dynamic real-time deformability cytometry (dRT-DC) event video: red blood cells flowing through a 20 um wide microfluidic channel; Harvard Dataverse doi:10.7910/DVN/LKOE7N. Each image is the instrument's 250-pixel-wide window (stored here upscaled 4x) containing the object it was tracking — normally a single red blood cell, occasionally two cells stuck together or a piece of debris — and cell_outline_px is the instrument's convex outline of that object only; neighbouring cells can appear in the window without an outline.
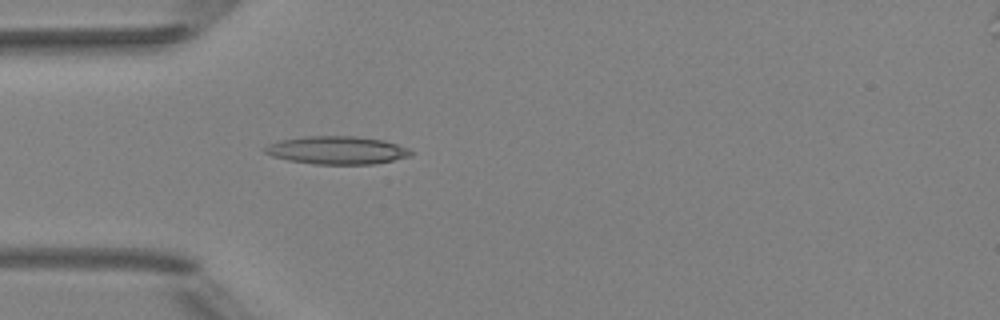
{"species": "Egyptian fruit bat (a non-hibernating species)", "species_latin": "Rousettus aegyptiacus", "temperature_condition": "room temperature", "stored_images_in_passage": 4, "camera_frame_rate_fps": 3000, "um_per_image_px": 0.085, "animal": {"sex": "female"}, "frame": {"image": 1, "passage_image": 4, "time_ms": 3.667, "image_size_px": [1000, 320], "cell_outline_px": [[416, 152], [412, 156], [372, 164], [316, 164], [288, 160], [272, 156], [264, 152], [264, 148], [268, 144], [280, 140], [304, 136], [356, 136], [384, 140], [408, 148]], "centroid_in_image_um": [28.66, 12.76], "position_along_channel_um": 56.3, "area_um2": 23.87}}